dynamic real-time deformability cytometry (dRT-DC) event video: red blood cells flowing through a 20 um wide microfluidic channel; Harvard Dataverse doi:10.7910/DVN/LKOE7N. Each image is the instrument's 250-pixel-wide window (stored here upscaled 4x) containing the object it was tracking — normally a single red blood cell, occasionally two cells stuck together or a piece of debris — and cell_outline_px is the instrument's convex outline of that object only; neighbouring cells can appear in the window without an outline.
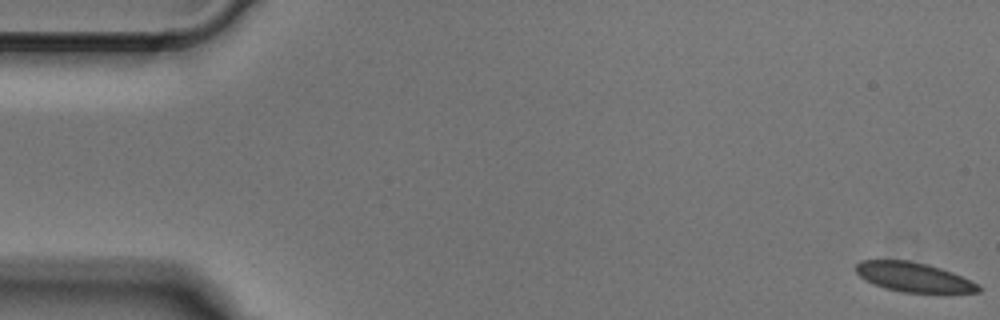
{"species": "Egyptian fruit bat (a non-hibernating species)", "species_latin": "Rousettus aegyptiacus", "temperature_condition": "cold", "stored_images_in_passage": 50, "camera_frame_rate_fps": 3000, "um_per_image_px": 0.085, "animal": {"sex": "male"}, "frame": {"image": 1, "passage_image": 1, "time_ms": 0.0, "image_size_px": [1000, 320], "cell_outline_px": [[984, 288], [980, 292], [900, 292], [884, 288], [860, 276], [856, 272], [856, 264], [860, 260], [908, 260], [928, 264], [952, 272], [972, 280], [980, 284]], "centroid_in_image_um": [77.71, 23.55], "position_along_channel_um": 7.3, "area_um2": 20.98}}
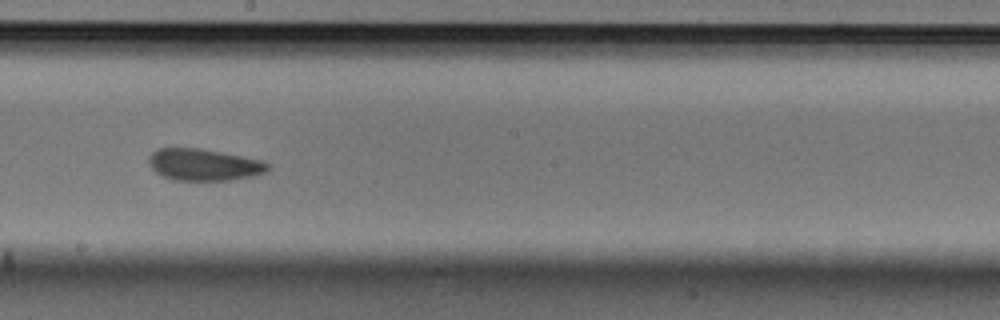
{"frame": {"image": 2, "passage_image": 28, "time_ms": 9.0, "image_size_px": [1000, 320], "cell_outline_px": [[272, 168], [268, 172], [252, 176], [228, 180], [172, 180], [156, 172], [148, 164], [148, 156], [156, 148], [200, 148], [264, 160]], "centroid_in_image_um": [17.34, 13.99], "position_along_channel_um": 230.9, "area_um2": 22.25}}
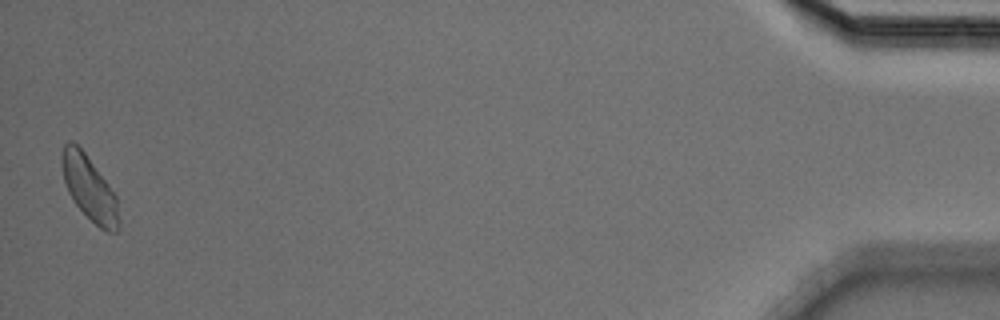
{"frame": {"image": 3, "passage_image": 50, "time_ms": 16.333, "image_size_px": [1000, 320], "cell_outline_px": [[120, 228], [116, 232], [108, 232], [100, 228], [76, 204], [68, 192], [64, 180], [60, 160], [60, 152], [64, 144], [68, 140], [72, 140], [84, 152], [108, 184], [116, 196], [120, 220]], "centroid_in_image_um": [7.58, 15.98], "position_along_channel_um": 427.6, "area_um2": 21.33}}